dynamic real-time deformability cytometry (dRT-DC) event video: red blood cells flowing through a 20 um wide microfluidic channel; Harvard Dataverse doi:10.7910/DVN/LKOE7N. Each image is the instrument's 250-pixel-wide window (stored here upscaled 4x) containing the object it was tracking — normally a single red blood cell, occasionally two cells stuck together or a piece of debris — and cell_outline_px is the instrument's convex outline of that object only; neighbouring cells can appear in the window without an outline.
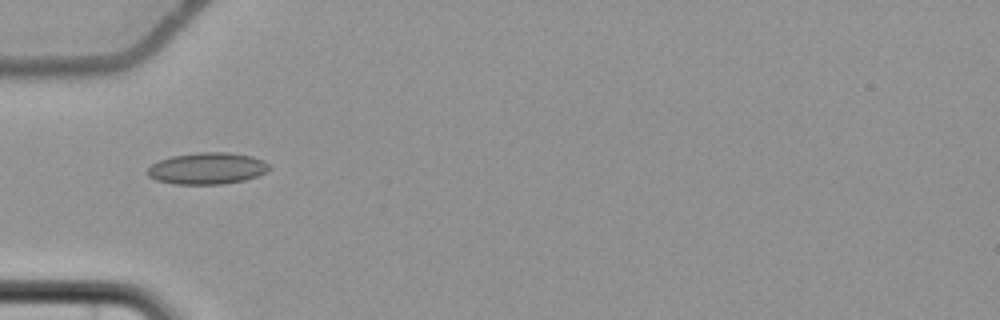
{"species": "common noctule bat (a hibernating species)", "species_latin": "Nyctalus noctula", "temperature_condition": "cold", "stored_images_in_passage": 7, "camera_frame_rate_fps": 3000, "um_per_image_px": 0.085, "animal": {"sex": "female", "body_mass_g": 22.7, "forearm_length_mm": 54.2}, "frame": {"image": 1, "passage_image": 5, "time_ms": 5.667, "image_size_px": [1000, 320], "cell_outline_px": [[272, 168], [256, 176], [244, 180], [224, 184], [176, 184], [156, 180], [148, 176], [148, 168], [152, 164], [160, 160], [172, 156], [200, 152], [228, 152], [252, 156], [264, 160]], "centroid_in_image_um": [17.63, 14.31], "position_along_channel_um": 67.4, "area_um2": 22.37}}
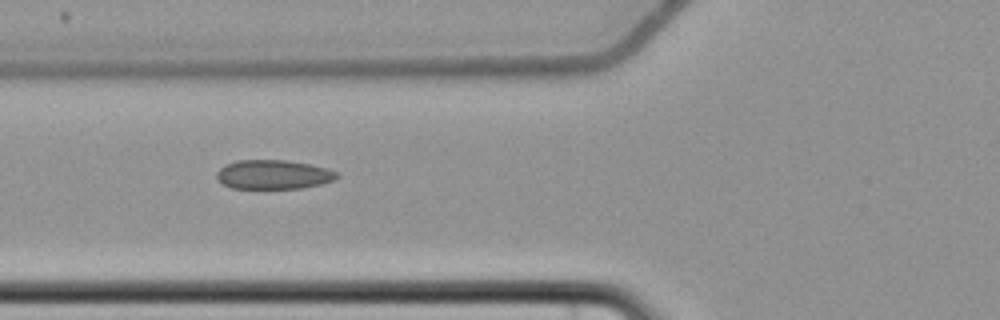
{"frame": {"image": 2, "passage_image": 6, "time_ms": 6.667, "image_size_px": [1000, 320], "cell_outline_px": [[340, 176], [332, 180], [320, 184], [300, 188], [232, 188], [216, 180], [216, 172], [220, 168], [236, 160], [284, 160], [308, 164], [328, 168], [340, 172]], "centroid_in_image_um": [23.24, 14.83], "position_along_channel_um": 102.6, "area_um2": 20.4}}
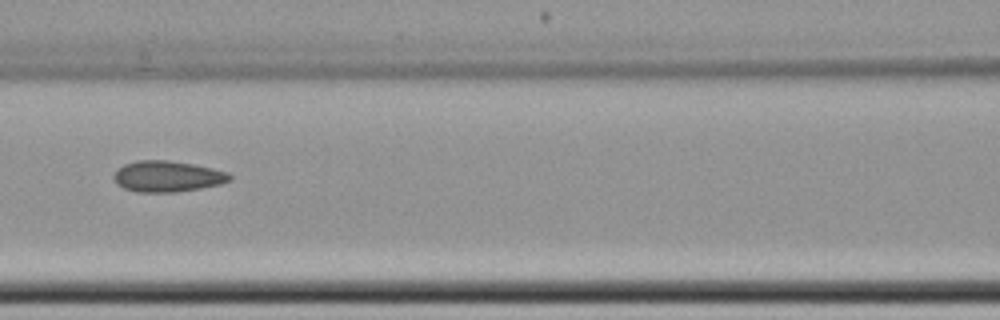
{"frame": {"image": 3, "passage_image": 7, "time_ms": 8.0, "image_size_px": [1000, 320], "cell_outline_px": [[232, 180], [220, 184], [200, 188], [176, 192], [136, 192], [124, 188], [116, 184], [112, 176], [124, 164], [136, 160], [168, 160], [192, 164], [212, 168], [228, 172], [232, 176]], "centroid_in_image_um": [14.23, 14.99], "position_along_channel_um": 152.4, "area_um2": 20.98}}